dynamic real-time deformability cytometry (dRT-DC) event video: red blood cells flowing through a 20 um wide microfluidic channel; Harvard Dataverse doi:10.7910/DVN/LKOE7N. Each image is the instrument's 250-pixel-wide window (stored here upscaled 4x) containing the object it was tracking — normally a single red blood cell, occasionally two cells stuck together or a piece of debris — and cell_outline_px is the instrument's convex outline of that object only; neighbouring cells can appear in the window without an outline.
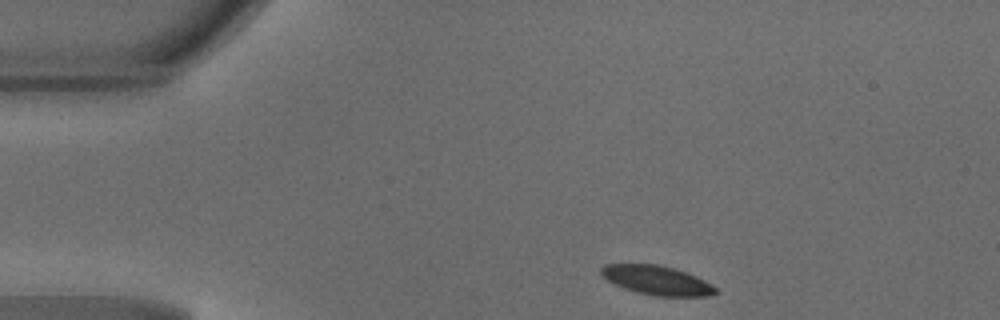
{"species": "common noctule bat (a hibernating species)", "species_latin": "Nyctalus noctula", "temperature_condition": "warm", "stored_images_in_passage": 41, "camera_frame_rate_fps": 3000, "um_per_image_px": 0.085, "animal": {"sex": "male", "body_mass_g": 18.8}, "frame": {"image": 1, "passage_image": 1, "time_ms": 0.0, "image_size_px": [1000, 320], "cell_outline_px": [[720, 292], [708, 296], [656, 296], [636, 292], [612, 284], [600, 272], [600, 268], [604, 264], [656, 264], [676, 268], [688, 272], [712, 284]], "centroid_in_image_um": [55.85, 23.82], "position_along_channel_um": 29.1, "area_um2": 19.65}}
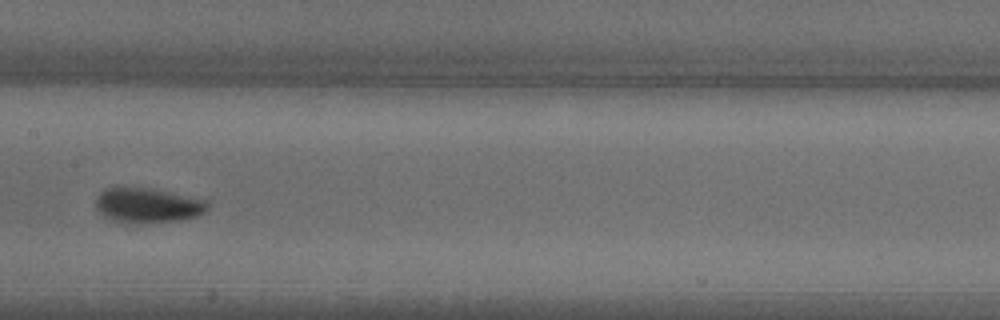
{"frame": {"image": 2, "passage_image": 17, "time_ms": 5.333, "image_size_px": [1000, 320], "cell_outline_px": [[208, 208], [204, 212], [196, 216], [184, 220], [112, 220], [104, 216], [96, 208], [96, 196], [104, 188], [152, 188], [208, 200]], "centroid_in_image_um": [12.58, 17.4], "position_along_channel_um": 194.8, "area_um2": 21.85}}
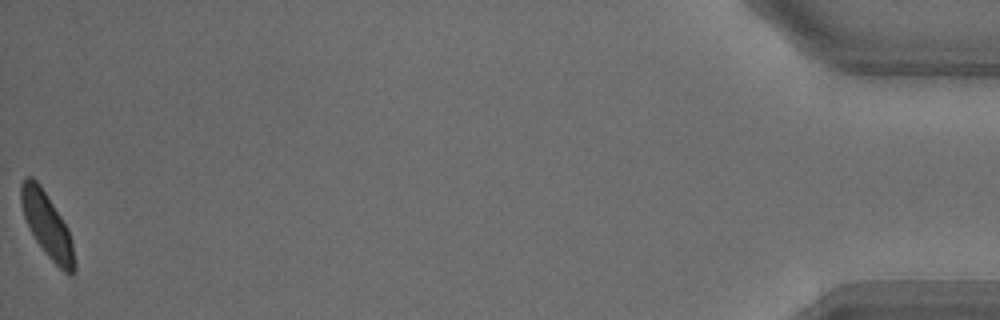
{"frame": {"image": 3, "passage_image": 41, "time_ms": 13.333, "image_size_px": [1000, 320], "cell_outline_px": [[76, 272], [72, 276], [64, 272], [44, 252], [36, 240], [24, 216], [20, 204], [20, 184], [24, 176], [32, 176], [40, 184], [68, 228], [72, 240], [76, 264]], "centroid_in_image_um": [4.01, 19.13], "position_along_channel_um": 431.2, "area_um2": 20.17}, "authors_computed_cell_mechanics": {"area_um2": 20.808, "velocity_mm_per_s": 4.167, "shape_relaxation_time_tau1_ms": 3.4816, "shape_relaxation_time_tau2_ms": null, "deformation_change_tau1": 0.1511, "deformation_change_tau2": null}}